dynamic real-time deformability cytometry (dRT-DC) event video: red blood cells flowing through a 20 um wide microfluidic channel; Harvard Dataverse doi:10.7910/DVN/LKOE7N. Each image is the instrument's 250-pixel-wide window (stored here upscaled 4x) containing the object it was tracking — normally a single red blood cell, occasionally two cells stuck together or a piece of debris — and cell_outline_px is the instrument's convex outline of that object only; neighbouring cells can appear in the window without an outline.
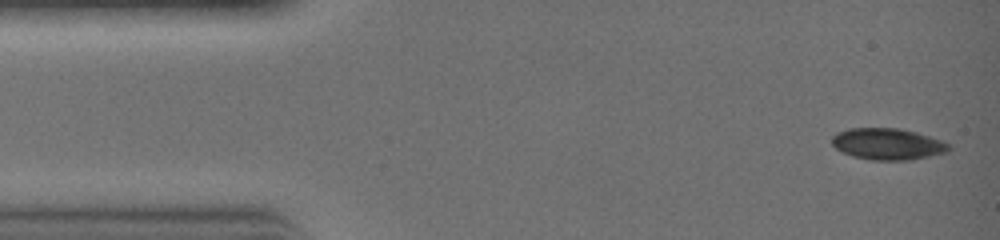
{"species": "common noctule bat (a hibernating species)", "species_latin": "Nyctalus noctula", "temperature_condition": "warm", "stored_images_in_passage": 10, "camera_frame_rate_fps": 3000, "um_per_image_px": 0.085, "animal": {"sex": "female", "body_mass_g": 19.0, "forearm_length_mm": 51.5}, "frame": {"image": 1, "passage_image": 1, "time_ms": 0.0, "image_size_px": [1000, 240], "cell_outline_px": [[952, 148], [948, 152], [908, 160], [872, 160], [852, 156], [836, 148], [832, 144], [832, 136], [836, 132], [848, 128], [900, 128], [916, 132], [944, 140]], "centroid_in_image_um": [75.47, 12.23], "position_along_channel_um": 9.5, "area_um2": 21.56}}
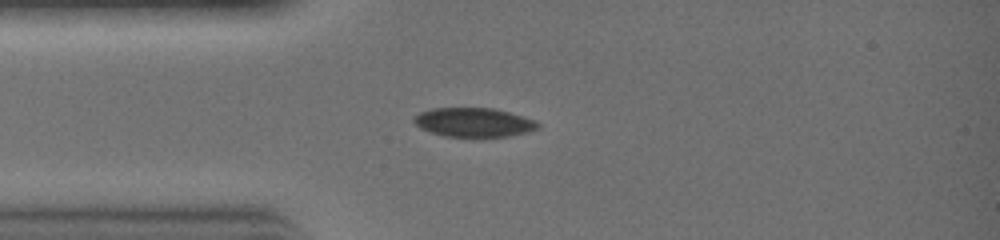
{"frame": {"image": 2, "passage_image": 7, "time_ms": 2.0, "image_size_px": [1000, 240], "cell_outline_px": [[540, 128], [528, 132], [508, 136], [472, 140], [444, 136], [420, 128], [412, 120], [420, 112], [432, 108], [492, 108], [508, 112], [536, 120], [540, 124]], "centroid_in_image_um": [40.3, 10.45], "position_along_channel_um": 44.7, "area_um2": 21.73}}
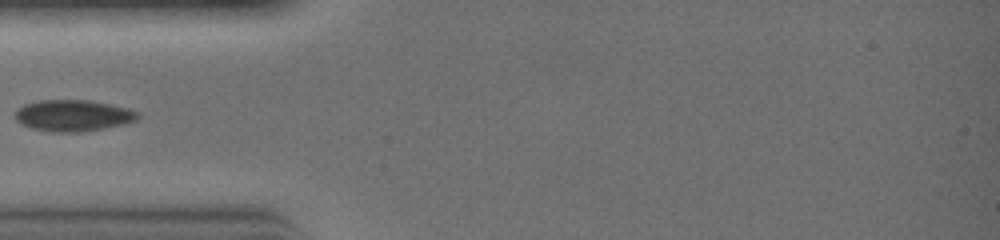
{"frame": {"image": 3, "passage_image": 9, "time_ms": 2.667, "image_size_px": [1000, 240], "cell_outline_px": [[140, 116], [136, 120], [124, 124], [104, 128], [80, 132], [52, 132], [32, 128], [20, 124], [16, 120], [16, 108], [24, 104], [40, 100], [88, 100], [128, 108], [140, 112]], "centroid_in_image_um": [6.21, 9.82], "position_along_channel_um": 78.8, "area_um2": 22.48}}